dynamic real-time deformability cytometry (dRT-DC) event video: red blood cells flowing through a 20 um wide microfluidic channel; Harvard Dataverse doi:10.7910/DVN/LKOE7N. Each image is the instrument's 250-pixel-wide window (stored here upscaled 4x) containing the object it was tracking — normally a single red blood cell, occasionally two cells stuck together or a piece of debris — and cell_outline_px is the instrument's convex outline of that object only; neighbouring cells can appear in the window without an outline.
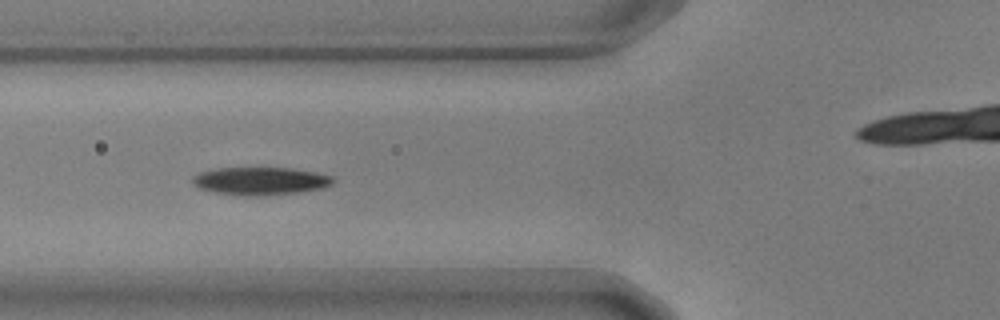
{"species": "common noctule bat (a hibernating species)", "species_latin": "Nyctalus noctula", "temperature_condition": "warm", "stored_images_in_passage": 36, "camera_frame_rate_fps": 3000, "um_per_image_px": 0.085, "animal": {"sex": "male", "body_mass_g": 17.9, "forearm_length_mm": 54.2}, "frame": {"image": 1, "passage_image": 6, "time_ms": 1.667, "image_size_px": [1000, 320], "cell_outline_px": [[336, 180], [332, 184], [324, 188], [296, 192], [260, 196], [244, 196], [216, 192], [200, 188], [192, 184], [192, 176], [200, 172], [216, 168], [292, 168], [316, 172], [332, 176]], "centroid_in_image_um": [22.14, 15.38], "position_along_channel_um": 103.7, "area_um2": 22.83}}
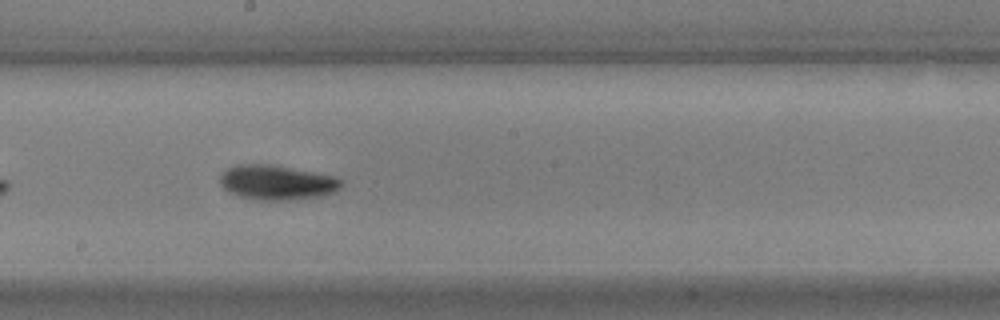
{"frame": {"image": 2, "passage_image": 16, "time_ms": 5.0, "image_size_px": [1000, 320], "cell_outline_px": [[344, 184], [340, 188], [324, 196], [288, 200], [252, 200], [228, 192], [220, 184], [220, 176], [228, 168], [236, 164], [276, 164], [336, 176]], "centroid_in_image_um": [23.55, 15.5], "position_along_channel_um": 224.7, "area_um2": 24.91}}
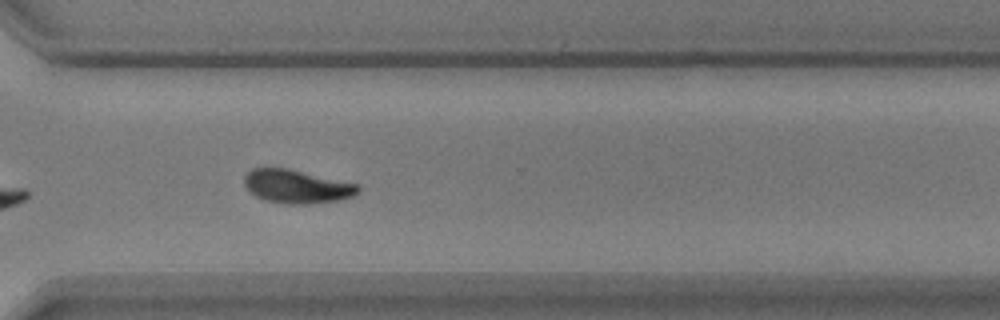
{"frame": {"image": 3, "passage_image": 26, "time_ms": 8.333, "image_size_px": [1000, 320], "cell_outline_px": [[360, 188], [352, 196], [340, 200], [308, 204], [288, 204], [264, 200], [256, 196], [244, 184], [244, 176], [252, 168], [288, 168], [360, 184]], "centroid_in_image_um": [25.24, 15.84], "position_along_channel_um": 345.4, "area_um2": 22.2}, "authors_computed_cell_mechanics": {"area_um2": 22.5709, "velocity_mm_per_s": 3.629, "shape_relaxation_time_tau1_ms": 2.3722, "shape_relaxation_time_tau2_ms": 9.1437, "deformation_change_tau1": 0.1481, "deformation_change_tau2": 0.1306}}